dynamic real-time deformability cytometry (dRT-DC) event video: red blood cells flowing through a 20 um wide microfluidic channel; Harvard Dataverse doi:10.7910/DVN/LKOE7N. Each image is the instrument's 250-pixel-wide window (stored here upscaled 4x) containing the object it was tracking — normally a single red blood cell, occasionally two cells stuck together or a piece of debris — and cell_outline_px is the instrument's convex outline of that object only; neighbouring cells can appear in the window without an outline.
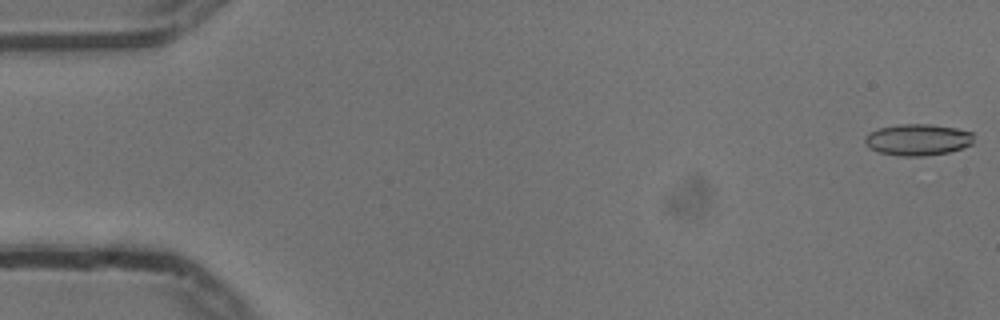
{"species": "common noctule bat (a hibernating species)", "species_latin": "Nyctalus noctula", "temperature_condition": "cold", "stored_images_in_passage": 55, "camera_frame_rate_fps": 3000, "um_per_image_px": 0.085, "animal": {"sex": "male", "body_mass_g": 13.3}, "frame": {"image": 1, "passage_image": 1, "time_ms": 0.0, "image_size_px": [1000, 320], "cell_outline_px": [[972, 144], [948, 152], [924, 156], [900, 156], [880, 152], [872, 148], [864, 140], [864, 136], [880, 128], [896, 124], [928, 124], [956, 128], [972, 132]], "centroid_in_image_um": [78.02, 11.87], "position_along_channel_um": 7.0, "area_um2": 19.65}}
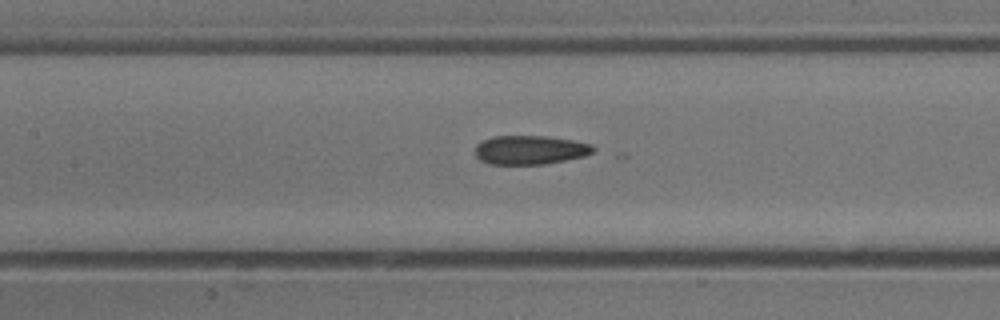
{"frame": {"image": 2, "passage_image": 25, "time_ms": 8.0, "image_size_px": [1000, 320], "cell_outline_px": [[596, 148], [592, 152], [584, 156], [544, 164], [488, 164], [480, 160], [476, 156], [476, 144], [492, 136], [544, 136], [572, 140], [592, 144]], "centroid_in_image_um": [45.04, 12.74], "position_along_channel_um": 162.4, "area_um2": 19.83}}
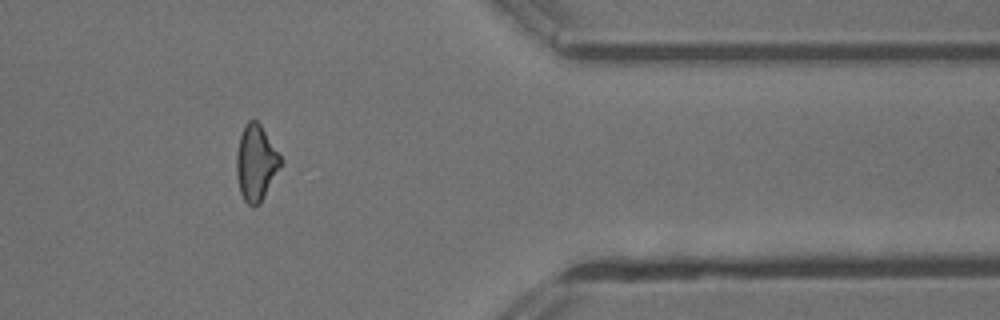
{"frame": {"image": 3, "passage_image": 45, "time_ms": 14.667, "image_size_px": [1000, 320], "cell_outline_px": [[284, 164], [260, 204], [252, 208], [244, 200], [240, 192], [236, 176], [236, 152], [240, 136], [244, 124], [248, 120], [256, 120], [260, 124], [284, 160]], "centroid_in_image_um": [21.78, 13.87], "position_along_channel_um": 389.6, "area_um2": 20.06}, "authors_computed_cell_mechanics": {"area_um2": 20.0566, "velocity_mm_per_s": 3.7546, "shape_relaxation_time_tau1_ms": 7.1728, "shape_relaxation_time_tau2_ms": 3.1439, "deformation_change_tau1": 0.1776, "deformation_change_tau2": 0.1213}}